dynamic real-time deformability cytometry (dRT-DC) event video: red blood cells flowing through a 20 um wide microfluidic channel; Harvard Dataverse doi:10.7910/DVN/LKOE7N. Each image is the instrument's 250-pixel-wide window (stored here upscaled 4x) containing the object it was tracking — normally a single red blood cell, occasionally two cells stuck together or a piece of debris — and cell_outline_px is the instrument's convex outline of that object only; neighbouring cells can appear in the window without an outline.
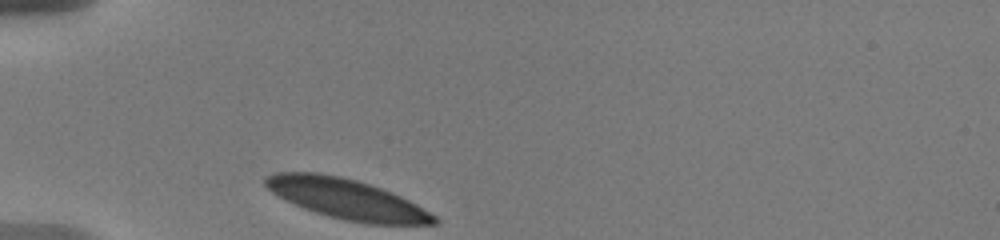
{"species": "human", "species_latin": "Homo sapiens", "temperature_condition": "warm", "stored_images_in_passage": 6, "camera_frame_rate_fps": 3000, "um_per_image_px": 0.085, "donor": {"sex": "male"}, "frame": {"image": 1, "passage_image": 1, "time_ms": 0.0, "image_size_px": [1000, 240], "cell_outline_px": [[440, 220], [436, 224], [364, 224], [344, 220], [328, 216], [304, 208], [272, 192], [264, 184], [264, 176], [276, 172], [320, 172], [340, 176], [356, 180], [392, 192], [416, 204], [436, 216]], "centroid_in_image_um": [29.48, 16.91], "position_along_channel_um": 55.5, "area_um2": 39.25}}
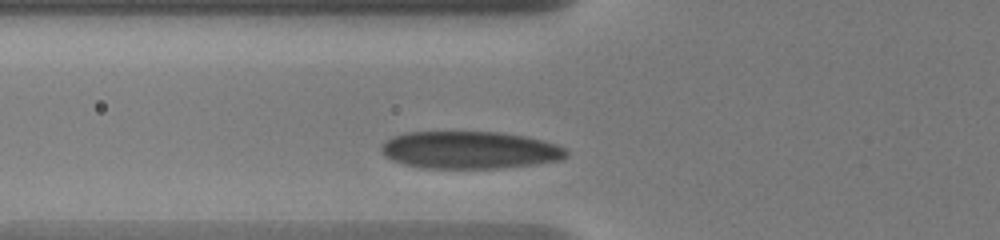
{"frame": {"image": 2, "passage_image": 5, "time_ms": 1.333, "image_size_px": [1000, 240], "cell_outline_px": [[568, 156], [564, 160], [536, 164], [500, 168], [420, 168], [404, 164], [392, 160], [384, 156], [380, 152], [380, 144], [392, 136], [408, 132], [500, 132], [524, 136], [544, 140], [556, 144], [564, 148], [568, 152]], "centroid_in_image_um": [39.92, 12.76], "position_along_channel_um": 85.9, "area_um2": 40.81}}